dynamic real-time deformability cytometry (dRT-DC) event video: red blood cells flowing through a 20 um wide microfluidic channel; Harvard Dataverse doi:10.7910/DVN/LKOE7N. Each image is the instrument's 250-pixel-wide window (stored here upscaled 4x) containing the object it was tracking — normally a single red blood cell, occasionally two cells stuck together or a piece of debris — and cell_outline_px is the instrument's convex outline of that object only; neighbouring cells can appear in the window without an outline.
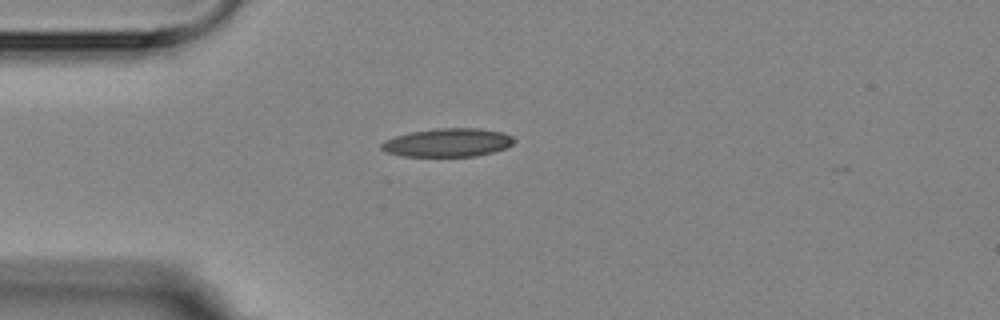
{"species": "Egyptian fruit bat (a non-hibernating species)", "species_latin": "Rousettus aegyptiacus", "temperature_condition": "room temperature", "stored_images_in_passage": 13, "camera_frame_rate_fps": 3000, "um_per_image_px": 0.085, "animal": {"sex": "female"}, "frame": {"image": 1, "passage_image": 1, "time_ms": 0.0, "image_size_px": [1000, 320], "cell_outline_px": [[516, 140], [512, 144], [504, 148], [492, 152], [476, 156], [400, 156], [388, 152], [380, 148], [380, 144], [384, 140], [396, 136], [412, 132], [436, 128], [480, 128], [504, 132], [512, 136]], "centroid_in_image_um": [38.07, 12.11], "position_along_channel_um": 46.9, "area_um2": 21.96}}
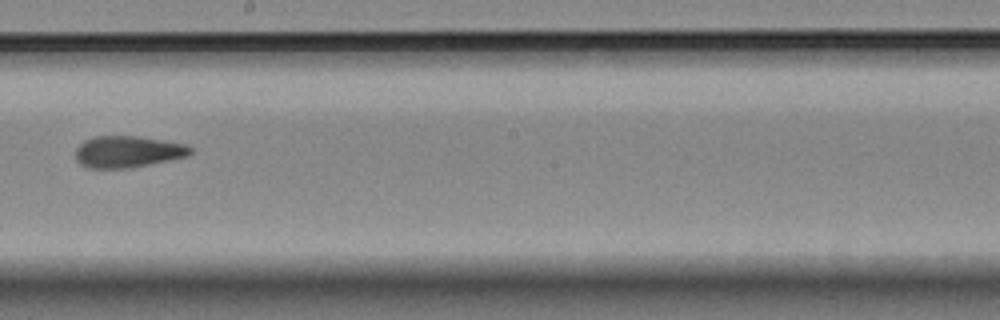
{"frame": {"image": 2, "passage_image": 6, "time_ms": 5.667, "image_size_px": [1000, 320], "cell_outline_px": [[192, 152], [188, 156], [132, 168], [88, 168], [80, 164], [76, 160], [76, 148], [84, 140], [96, 136], [136, 136], [184, 144], [192, 148]], "centroid_in_image_um": [10.83, 12.9], "position_along_channel_um": 237.4, "area_um2": 21.1}}
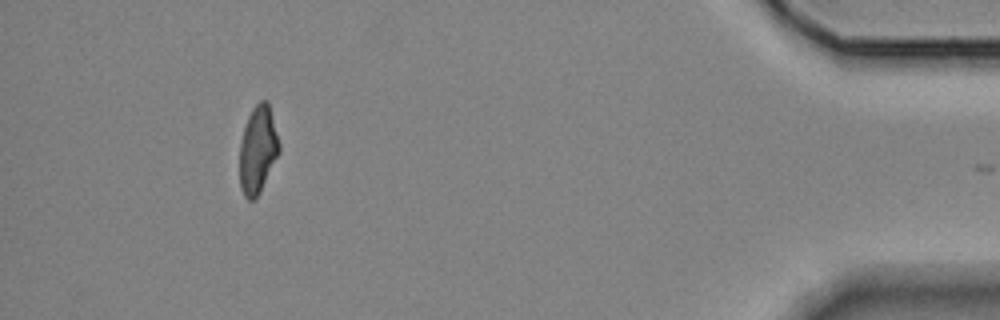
{"frame": {"image": 3, "passage_image": 12, "time_ms": 12.333, "image_size_px": [1000, 320], "cell_outline_px": [[280, 152], [260, 192], [252, 200], [248, 200], [244, 196], [240, 188], [240, 144], [244, 128], [248, 116], [252, 108], [260, 100], [268, 100], [280, 144]], "centroid_in_image_um": [21.92, 12.71], "position_along_channel_um": 413.3, "area_um2": 20.17}, "authors_computed_cell_mechanics": {"area_um2": 21.1548, "velocity_mm_per_s": 3.5873, "shape_relaxation_time_tau1_ms": null, "shape_relaxation_time_tau2_ms": 2.51, "deformation_change_tau1": null, "deformation_change_tau2": 0.0932}}